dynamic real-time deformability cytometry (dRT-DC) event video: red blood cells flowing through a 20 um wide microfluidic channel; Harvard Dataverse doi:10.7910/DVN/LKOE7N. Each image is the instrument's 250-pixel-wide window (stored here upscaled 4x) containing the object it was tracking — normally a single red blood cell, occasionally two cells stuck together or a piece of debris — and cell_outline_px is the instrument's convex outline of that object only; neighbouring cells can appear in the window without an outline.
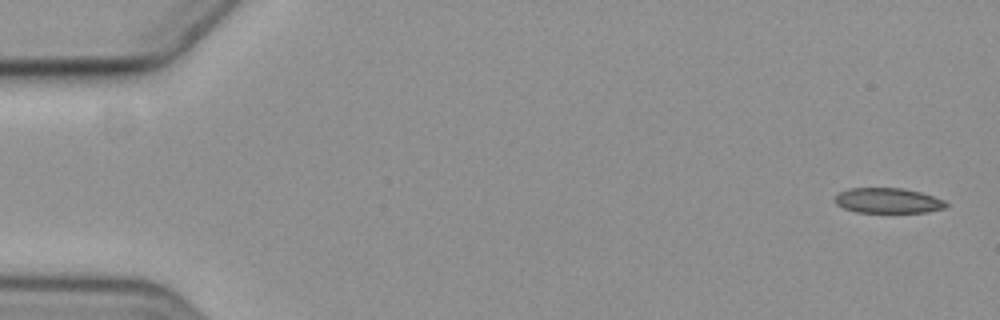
{"species": "common noctule bat (a hibernating species)", "species_latin": "Nyctalus noctula", "temperature_condition": "cold", "stored_images_in_passage": 8, "camera_frame_rate_fps": 3000, "um_per_image_px": 0.085, "animal": {"sex": "female", "body_mass_g": 19.3, "forearm_length_mm": 54.1}, "frame": {"image": 1, "passage_image": 1, "time_ms": 0.0, "image_size_px": [1000, 320], "cell_outline_px": [[948, 204], [944, 208], [928, 212], [856, 212], [844, 208], [836, 204], [836, 196], [840, 192], [848, 188], [900, 188], [920, 192], [944, 200]], "centroid_in_image_um": [75.47, 17.05], "position_along_channel_um": 9.5, "area_um2": 16.13}}
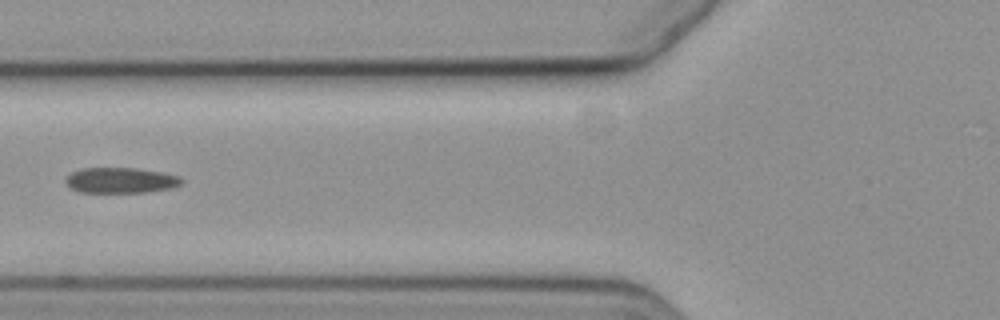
{"frame": {"image": 2, "passage_image": 6, "time_ms": 7.0, "image_size_px": [1000, 320], "cell_outline_px": [[184, 180], [180, 184], [168, 188], [144, 192], [80, 192], [72, 188], [64, 180], [72, 172], [84, 168], [136, 168], [160, 172], [176, 176]], "centroid_in_image_um": [10.22, 15.32], "position_along_channel_um": 115.6, "area_um2": 16.82}}
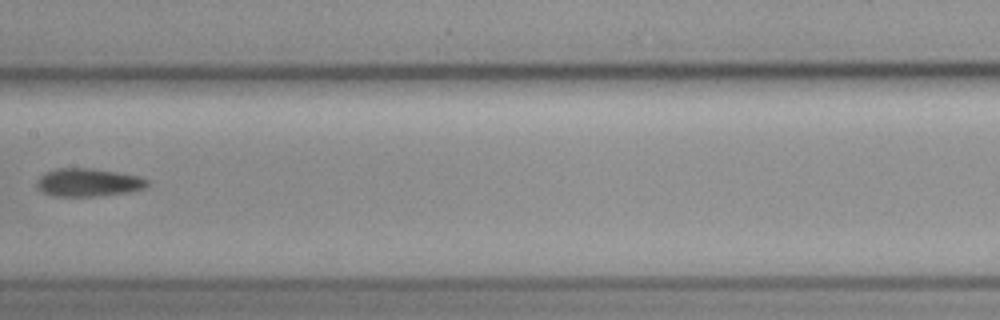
{"frame": {"image": 3, "passage_image": 8, "time_ms": 9.333, "image_size_px": [1000, 320], "cell_outline_px": [[148, 184], [144, 188], [132, 192], [96, 196], [56, 196], [40, 192], [36, 188], [36, 184], [40, 176], [56, 168], [92, 168], [116, 172], [136, 176], [148, 180]], "centroid_in_image_um": [7.47, 15.52], "position_along_channel_um": 199.9, "area_um2": 18.03}}